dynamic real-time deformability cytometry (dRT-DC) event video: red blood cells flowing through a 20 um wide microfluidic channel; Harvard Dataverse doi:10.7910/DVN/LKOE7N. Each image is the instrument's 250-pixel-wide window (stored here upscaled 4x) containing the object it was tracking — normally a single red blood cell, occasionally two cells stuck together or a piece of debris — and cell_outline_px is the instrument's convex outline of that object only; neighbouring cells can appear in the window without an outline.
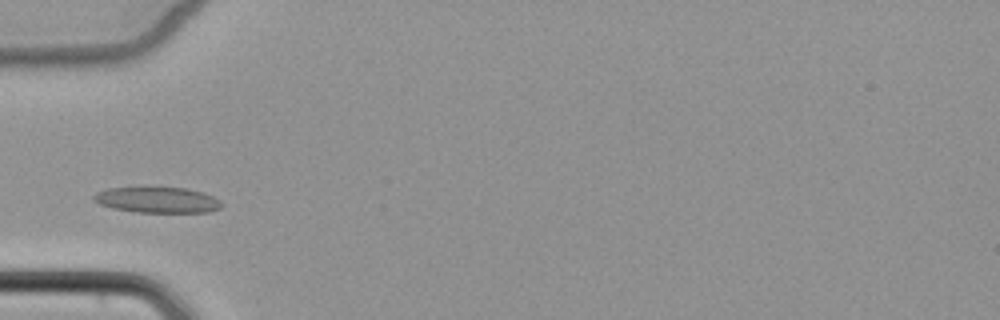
{"species": "common noctule bat (a hibernating species)", "species_latin": "Nyctalus noctula", "temperature_condition": "cold", "stored_images_in_passage": 2, "camera_frame_rate_fps": 3000, "um_per_image_px": 0.085, "animal": {"sex": "female", "body_mass_g": 22.7, "forearm_length_mm": 54.2}, "frame": {"image": 1, "passage_image": 2, "time_ms": 1.333, "image_size_px": [1000, 320], "cell_outline_px": [[220, 208], [208, 212], [136, 212], [112, 208], [100, 204], [92, 200], [92, 196], [96, 192], [108, 188], [188, 188], [204, 192], [220, 200]], "centroid_in_image_um": [13.35, 16.99], "position_along_channel_um": 71.6, "area_um2": 19.07}}